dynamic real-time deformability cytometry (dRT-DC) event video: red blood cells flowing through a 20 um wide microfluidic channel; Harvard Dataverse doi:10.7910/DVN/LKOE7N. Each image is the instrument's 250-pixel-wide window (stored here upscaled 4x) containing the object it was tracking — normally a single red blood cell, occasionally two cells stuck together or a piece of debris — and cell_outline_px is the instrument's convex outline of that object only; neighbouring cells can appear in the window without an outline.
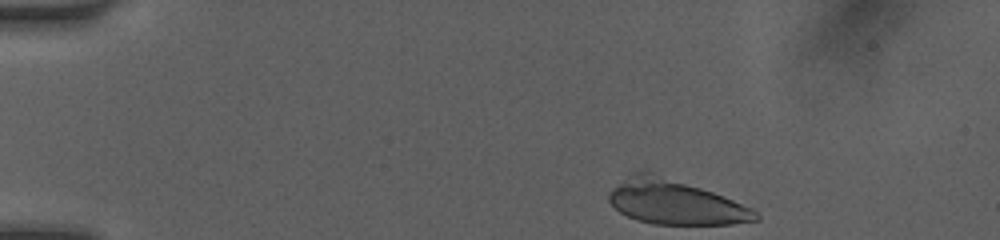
{"species": "human", "species_latin": "Homo sapiens", "temperature_condition": "room temperature", "stored_images_in_passage": 38, "camera_frame_rate_fps": 3000, "um_per_image_px": 0.085, "donor": {"sex": "female"}, "frame": {"image": 1, "passage_image": 1, "time_ms": 0.0, "image_size_px": [1000, 240], "cell_outline_px": [[760, 220], [732, 224], [652, 224], [636, 220], [620, 212], [608, 200], [608, 192], [612, 188], [632, 172], [640, 168], [644, 168], [724, 196], [752, 208], [760, 216]], "centroid_in_image_um": [57.35, 17.15], "position_along_channel_um": 27.7, "area_um2": 38.38}}
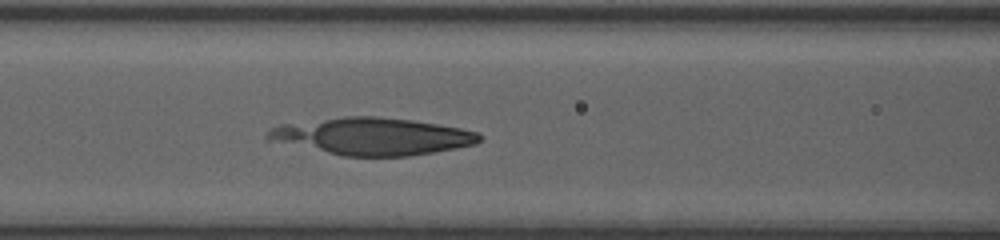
{"frame": {"image": 2, "passage_image": 15, "time_ms": 4.667, "image_size_px": [1000, 240], "cell_outline_px": [[484, 136], [476, 144], [456, 148], [408, 156], [344, 156], [264, 140], [264, 136], [272, 128], [280, 124], [344, 116], [376, 116], [412, 120], [460, 128], [476, 132]], "centroid_in_image_um": [31.59, 11.58], "position_along_channel_um": 135.0, "area_um2": 45.89}}
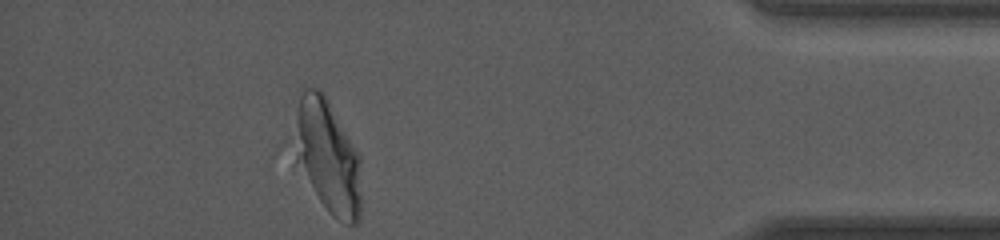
{"frame": {"image": 3, "passage_image": 38, "time_ms": 12.333, "image_size_px": [1000, 240], "cell_outline_px": [[360, 220], [356, 224], [344, 224], [332, 216], [328, 212], [292, 164], [296, 116], [300, 96], [304, 88], [320, 88], [328, 96], [360, 156]], "centroid_in_image_um": [27.81, 13.3], "position_along_channel_um": 407.4, "area_um2": 45.6}}